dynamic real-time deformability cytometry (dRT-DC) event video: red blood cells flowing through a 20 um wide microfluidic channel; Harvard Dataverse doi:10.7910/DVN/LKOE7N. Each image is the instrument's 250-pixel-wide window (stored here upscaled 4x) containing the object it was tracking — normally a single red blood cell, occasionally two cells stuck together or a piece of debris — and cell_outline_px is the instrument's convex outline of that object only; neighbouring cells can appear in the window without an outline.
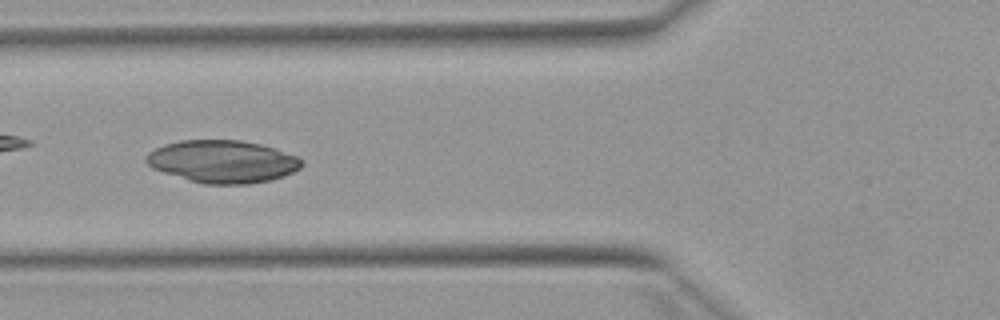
{"species": "Egyptian fruit bat (a non-hibernating species)", "species_latin": "Rousettus aegyptiacus", "temperature_condition": "warm", "stored_images_in_passage": 51, "camera_frame_rate_fps": 3000, "um_per_image_px": 0.085, "animal": {"sex": "female"}, "frame": {"image": 1, "passage_image": 19, "time_ms": 6.0, "image_size_px": [1000, 320], "cell_outline_px": [[304, 164], [300, 168], [284, 176], [272, 180], [248, 184], [204, 184], [188, 180], [152, 168], [144, 160], [144, 156], [148, 152], [164, 144], [180, 140], [240, 140], [260, 144], [296, 156], [304, 160]], "centroid_in_image_um": [18.9, 13.73], "position_along_channel_um": 106.9, "area_um2": 38.61}}
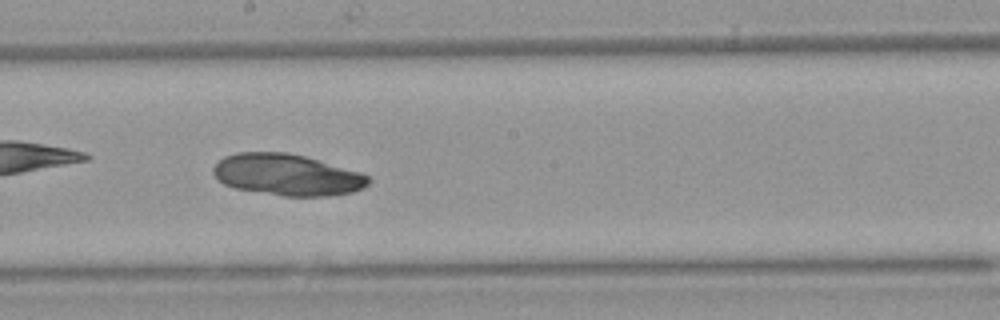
{"frame": {"image": 2, "passage_image": 28, "time_ms": 9.0, "image_size_px": [1000, 320], "cell_outline_px": [[372, 180], [364, 188], [352, 192], [332, 196], [284, 196], [236, 188], [224, 184], [212, 172], [212, 168], [224, 156], [236, 152], [288, 152], [304, 156], [360, 172], [368, 176]], "centroid_in_image_um": [24.42, 14.86], "position_along_channel_um": 223.8, "area_um2": 37.4}}
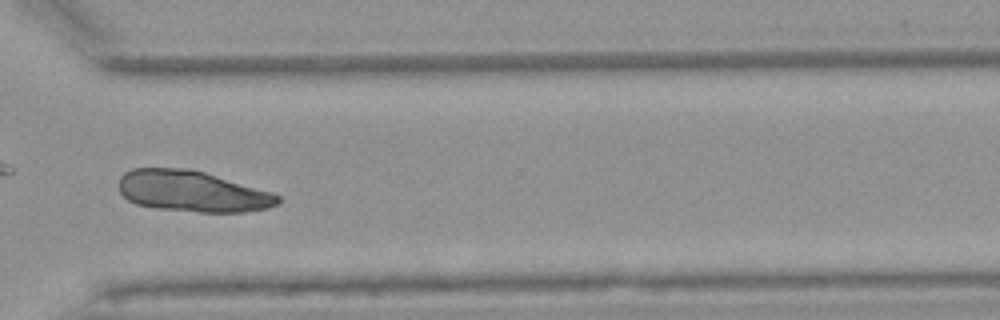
{"frame": {"image": 3, "passage_image": 38, "time_ms": 12.333, "image_size_px": [1000, 320], "cell_outline_px": [[280, 204], [268, 208], [244, 212], [200, 212], [156, 208], [136, 204], [128, 200], [120, 192], [120, 176], [124, 172], [132, 168], [188, 168], [204, 172], [272, 192], [280, 196]], "centroid_in_image_um": [16.35, 16.26], "position_along_channel_um": 354.3, "area_um2": 38.09}}